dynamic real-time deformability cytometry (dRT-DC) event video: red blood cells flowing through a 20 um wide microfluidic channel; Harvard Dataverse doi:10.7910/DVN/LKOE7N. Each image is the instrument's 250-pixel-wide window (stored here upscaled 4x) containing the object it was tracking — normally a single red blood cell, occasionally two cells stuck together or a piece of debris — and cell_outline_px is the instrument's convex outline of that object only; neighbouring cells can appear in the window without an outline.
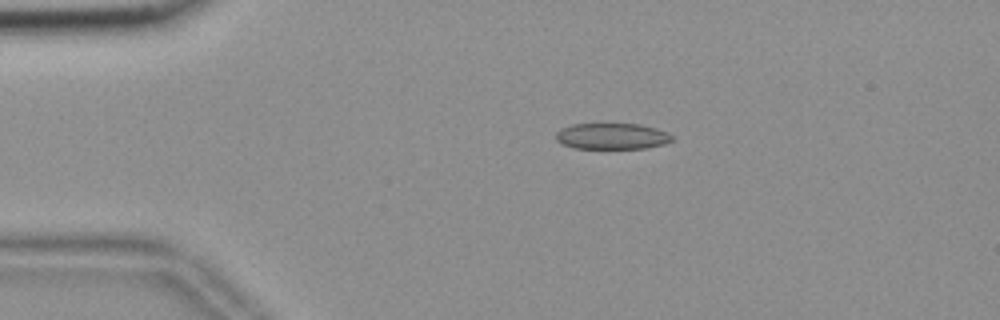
{"species": "common noctule bat (a hibernating species)", "species_latin": "Nyctalus noctula", "temperature_condition": "room temperature", "stored_images_in_passage": 54, "camera_frame_rate_fps": 3000, "um_per_image_px": 0.085, "animal": {"sex": "female", "body_mass_g": 18.4}, "frame": {"image": 1, "passage_image": 10, "time_ms": 3.0, "image_size_px": [1000, 320], "cell_outline_px": [[672, 140], [664, 144], [648, 148], [576, 148], [564, 144], [556, 140], [556, 132], [560, 128], [572, 124], [640, 124], [656, 128], [668, 132], [672, 136]], "centroid_in_image_um": [52.03, 11.57], "position_along_channel_um": 33.0, "area_um2": 17.63}}
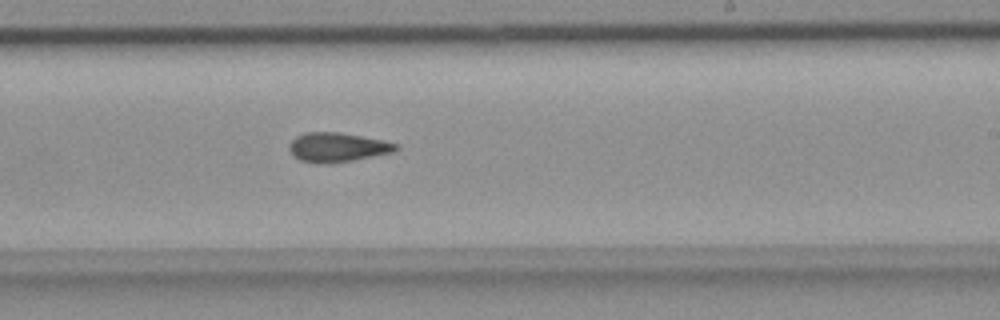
{"frame": {"image": 2, "passage_image": 32, "time_ms": 10.333, "image_size_px": [1000, 320], "cell_outline_px": [[400, 148], [396, 152], [352, 160], [328, 164], [316, 164], [300, 160], [292, 156], [288, 148], [288, 144], [296, 136], [304, 132], [340, 132], [384, 140], [400, 144]], "centroid_in_image_um": [28.69, 12.52], "position_along_channel_um": 260.3, "area_um2": 18.67}}
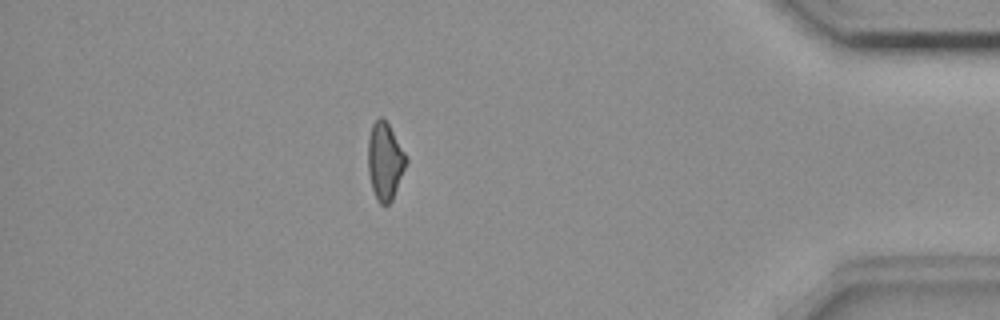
{"frame": {"image": 3, "passage_image": 47, "time_ms": 15.333, "image_size_px": [1000, 320], "cell_outline_px": [[408, 160], [392, 200], [388, 204], [380, 204], [376, 200], [372, 188], [368, 172], [368, 136], [372, 124], [380, 116], [388, 124], [404, 152]], "centroid_in_image_um": [32.7, 13.71], "position_along_channel_um": 402.5, "area_um2": 16.99}, "authors_computed_cell_mechanics": {"area_um2": 18.0047, "velocity_mm_per_s": 3.6942, "shape_relaxation_time_tau1_ms": null, "shape_relaxation_time_tau2_ms": 2.5438, "deformation_change_tau1": null, "deformation_change_tau2": 0.0938}}